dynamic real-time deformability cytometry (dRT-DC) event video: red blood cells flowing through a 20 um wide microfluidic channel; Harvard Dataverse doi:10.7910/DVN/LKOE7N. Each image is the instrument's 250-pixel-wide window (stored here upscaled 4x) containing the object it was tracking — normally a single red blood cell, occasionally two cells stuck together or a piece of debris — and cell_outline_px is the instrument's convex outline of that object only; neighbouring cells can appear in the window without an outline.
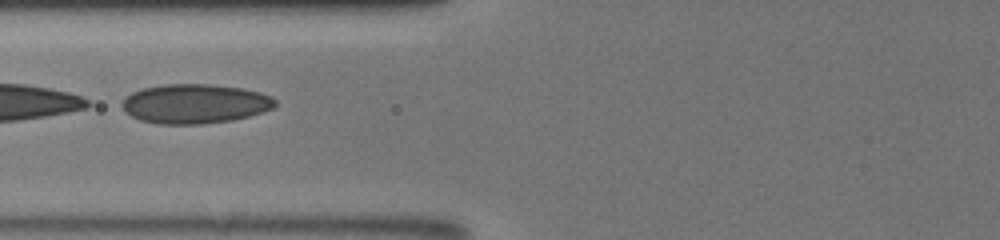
{"species": "human", "species_latin": "Homo sapiens", "temperature_condition": "room temperature", "stored_images_in_passage": 11, "camera_frame_rate_fps": 3000, "um_per_image_px": 0.085, "donor": {"sex": "male"}, "frame": {"image": 1, "passage_image": 10, "time_ms": 1.667, "image_size_px": [1000, 240], "cell_outline_px": [[276, 104], [272, 108], [248, 116], [232, 120], [204, 124], [156, 124], [140, 120], [132, 116], [120, 104], [132, 92], [144, 88], [164, 84], [208, 84], [244, 88], [260, 92], [272, 96], [276, 100]], "centroid_in_image_um": [16.59, 8.82], "position_along_channel_um": 109.2, "area_um2": 35.08}}